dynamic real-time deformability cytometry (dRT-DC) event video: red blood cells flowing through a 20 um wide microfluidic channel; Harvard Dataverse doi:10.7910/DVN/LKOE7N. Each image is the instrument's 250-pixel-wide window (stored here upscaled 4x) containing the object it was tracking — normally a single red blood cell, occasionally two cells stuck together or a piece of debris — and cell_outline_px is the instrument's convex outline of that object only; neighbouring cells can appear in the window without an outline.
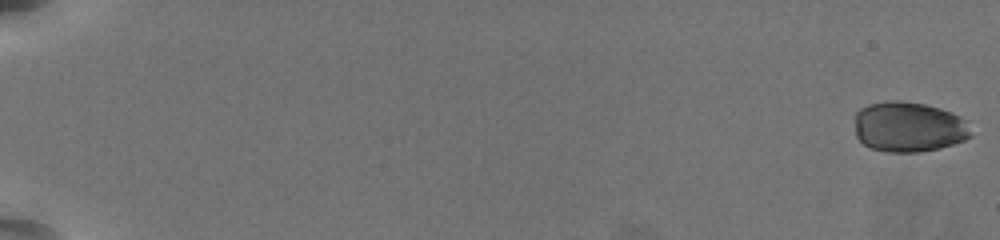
{"species": "common noctule bat (a hibernating species)", "species_latin": "Nyctalus noctula", "temperature_condition": "warm", "stored_images_in_passage": 59, "camera_frame_rate_fps": 3000, "um_per_image_px": 0.085, "animal": {"sex": "female", "body_mass_g": 19.5, "forearm_length_mm": 54.1}, "frame": {"image": 1, "passage_image": 1, "time_ms": 0.0, "image_size_px": [1000, 240], "cell_outline_px": [[972, 136], [964, 140], [940, 148], [920, 152], [888, 152], [872, 148], [864, 144], [856, 136], [856, 112], [860, 108], [868, 104], [888, 100], [900, 100], [924, 104], [940, 108], [952, 112], [968, 120]], "centroid_in_image_um": [77.27, 10.77], "position_along_channel_um": 7.7, "area_um2": 34.33}}
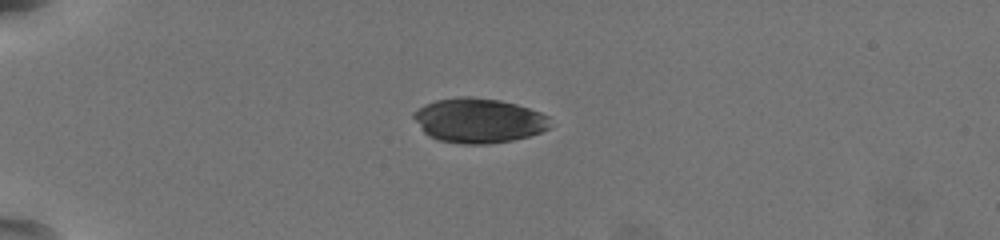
{"frame": {"image": 2, "passage_image": 18, "time_ms": 5.667, "image_size_px": [1000, 240], "cell_outline_px": [[548, 128], [540, 132], [528, 136], [512, 140], [484, 144], [460, 144], [436, 140], [428, 136], [424, 132], [412, 116], [412, 112], [424, 104], [436, 100], [460, 96], [472, 96], [500, 100], [516, 104], [540, 112], [548, 116]], "centroid_in_image_um": [40.63, 10.24], "position_along_channel_um": 44.4, "area_um2": 35.55}}